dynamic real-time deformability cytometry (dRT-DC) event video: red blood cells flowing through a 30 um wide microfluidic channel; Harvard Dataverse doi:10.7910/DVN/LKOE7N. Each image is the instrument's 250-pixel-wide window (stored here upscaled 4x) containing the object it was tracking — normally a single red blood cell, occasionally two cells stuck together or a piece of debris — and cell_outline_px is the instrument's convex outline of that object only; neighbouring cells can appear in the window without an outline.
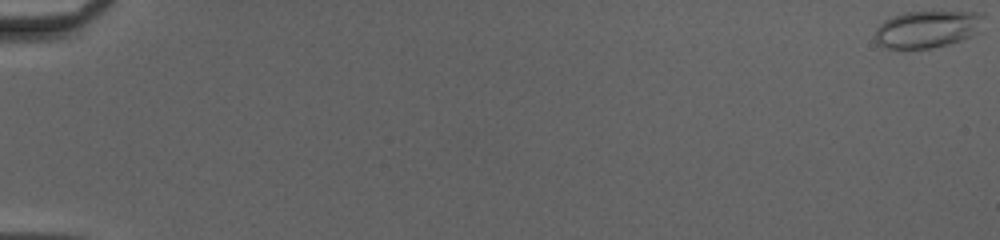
{"species": "common noctule bat (a hibernating species)", "species_latin": "Nyctalus noctula", "temperature_condition": "cold", "stored_images_in_passage": 52, "camera_frame_rate_fps": 3000, "um_per_image_px": 0.085, "animal": {"sex": "female", "body_mass_g": 20.0, "forearm_length_mm": 54.0}, "frame": {"image": 1, "passage_image": 1, "time_ms": 0.0, "image_size_px": [1000, 240], "cell_outline_px": [[984, 16], [980, 32], [960, 40], [948, 44], [932, 48], [884, 48], [876, 44], [876, 28], [884, 20], [892, 16], [904, 12], [976, 12]], "centroid_in_image_um": [78.8, 2.48], "position_along_channel_um": 6.2, "area_um2": 23.47}}
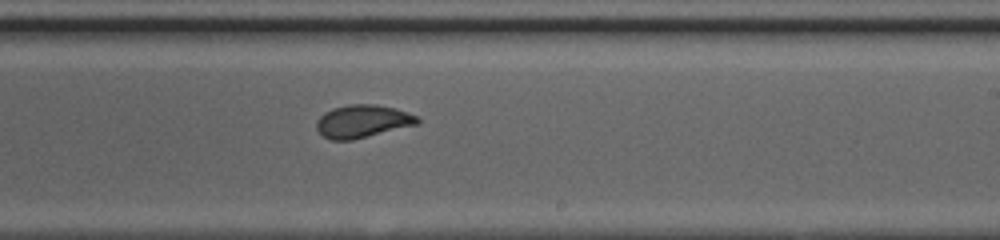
{"frame": {"image": 2, "passage_image": 34, "time_ms": 11.0, "image_size_px": [1000, 240], "cell_outline_px": [[420, 124], [352, 140], [332, 140], [324, 136], [316, 128], [316, 120], [324, 112], [332, 108], [352, 104], [376, 104], [396, 108], [408, 112], [416, 116], [420, 120]], "centroid_in_image_um": [30.83, 10.3], "position_along_channel_um": 258.2, "area_um2": 19.42}}
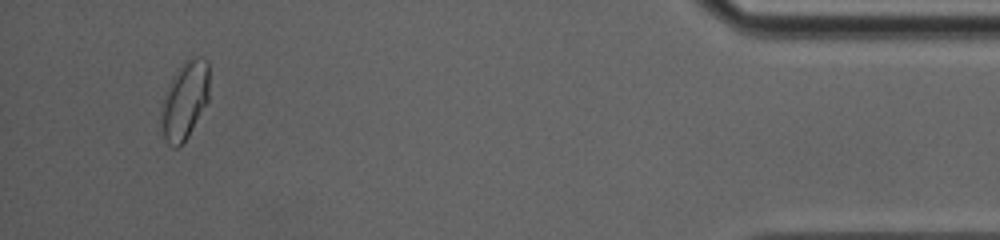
{"frame": {"image": 3, "passage_image": 50, "time_ms": 16.333, "image_size_px": [1000, 240], "cell_outline_px": [[208, 100], [188, 136], [176, 148], [172, 148], [164, 140], [160, 116], [160, 108], [164, 92], [176, 68], [184, 60], [192, 56], [200, 56], [208, 60]], "centroid_in_image_um": [15.66, 8.48], "position_along_channel_um": 419.5, "area_um2": 22.2}, "authors_computed_cell_mechanics": {"area_um2": 19.9988, "velocity_mm_per_s": 4.1824, "shape_relaxation_time_tau1_ms": 7.2903, "shape_relaxation_time_tau2_ms": null, "deformation_change_tau1": 0.1916, "deformation_change_tau2": null}}